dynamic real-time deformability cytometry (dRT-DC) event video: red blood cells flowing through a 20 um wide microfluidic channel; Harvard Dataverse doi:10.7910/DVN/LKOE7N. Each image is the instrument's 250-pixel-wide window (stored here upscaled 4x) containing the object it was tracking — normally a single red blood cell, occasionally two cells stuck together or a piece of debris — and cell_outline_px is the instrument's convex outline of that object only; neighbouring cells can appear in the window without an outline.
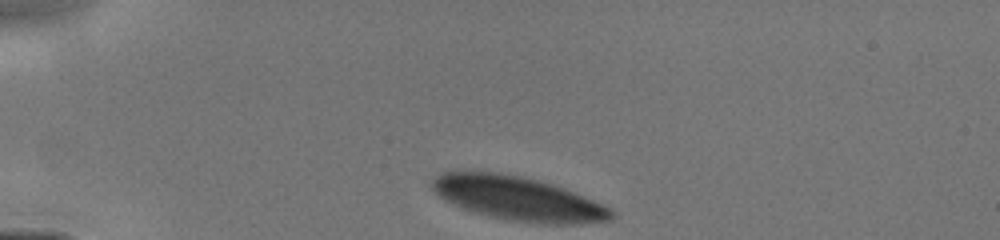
{"species": "human", "species_latin": "Homo sapiens", "temperature_condition": "cold", "stored_images_in_passage": 13, "camera_frame_rate_fps": 3000, "um_per_image_px": 0.085, "donor": {"sex": "male"}, "frame": {"image": 1, "passage_image": 1, "time_ms": 0.0, "image_size_px": [1000, 240], "cell_outline_px": [[616, 216], [612, 220], [584, 224], [540, 224], [508, 220], [488, 216], [472, 212], [460, 208], [444, 200], [432, 188], [432, 180], [436, 176], [444, 172], [500, 172], [520, 176], [552, 184], [564, 188], [584, 196], [612, 208], [616, 212]], "centroid_in_image_um": [44.09, 16.9], "position_along_channel_um": 40.9, "area_um2": 46.24}}
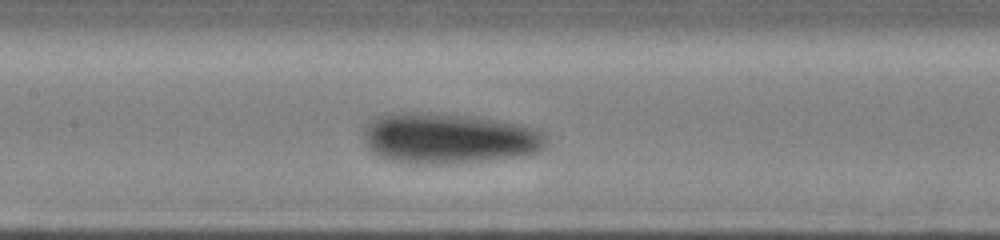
{"frame": {"image": 2, "passage_image": 8, "time_ms": 4.0, "image_size_px": [1000, 240], "cell_outline_px": [[548, 144], [544, 148], [536, 152], [524, 156], [440, 164], [412, 164], [388, 160], [380, 156], [368, 148], [364, 136], [364, 132], [368, 120], [376, 116], [388, 112], [428, 112], [476, 116], [500, 120], [540, 128], [548, 136]], "centroid_in_image_um": [38.18, 11.73], "position_along_channel_um": 169.2, "area_um2": 54.85}}
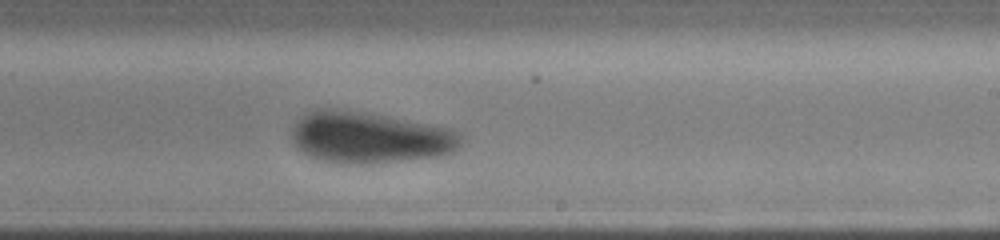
{"frame": {"image": 3, "passage_image": 13, "time_ms": 6.0, "image_size_px": [1000, 240], "cell_outline_px": [[464, 140], [452, 152], [444, 156], [364, 164], [348, 164], [320, 160], [308, 156], [296, 148], [292, 144], [292, 128], [304, 112], [316, 108], [332, 108], [384, 116], [452, 128], [464, 136]], "centroid_in_image_um": [31.39, 11.7], "position_along_channel_um": 257.6, "area_um2": 50.98}}